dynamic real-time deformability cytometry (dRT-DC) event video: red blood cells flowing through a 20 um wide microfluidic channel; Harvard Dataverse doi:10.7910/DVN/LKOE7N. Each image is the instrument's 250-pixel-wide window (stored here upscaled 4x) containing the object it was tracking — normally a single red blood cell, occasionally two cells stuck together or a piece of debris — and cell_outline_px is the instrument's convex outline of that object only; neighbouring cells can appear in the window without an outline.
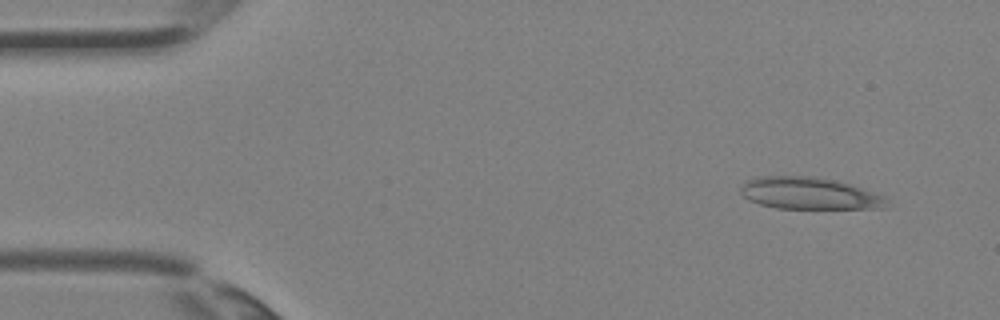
{"species": "Egyptian fruit bat (a non-hibernating species)", "species_latin": "Rousettus aegyptiacus", "temperature_condition": "room temperature", "stored_images_in_passage": 3, "camera_frame_rate_fps": 3000, "um_per_image_px": 0.085, "animal": {"sex": "female"}, "frame": {"image": 1, "passage_image": 1, "time_ms": 0.0, "image_size_px": [1000, 320], "cell_outline_px": [[888, 208], [776, 208], [760, 204], [748, 200], [740, 192], [740, 188], [748, 180], [756, 176], [812, 176], [836, 180], [884, 196], [888, 200]], "centroid_in_image_um": [68.77, 16.43], "position_along_channel_um": 16.2, "area_um2": 27.05}}